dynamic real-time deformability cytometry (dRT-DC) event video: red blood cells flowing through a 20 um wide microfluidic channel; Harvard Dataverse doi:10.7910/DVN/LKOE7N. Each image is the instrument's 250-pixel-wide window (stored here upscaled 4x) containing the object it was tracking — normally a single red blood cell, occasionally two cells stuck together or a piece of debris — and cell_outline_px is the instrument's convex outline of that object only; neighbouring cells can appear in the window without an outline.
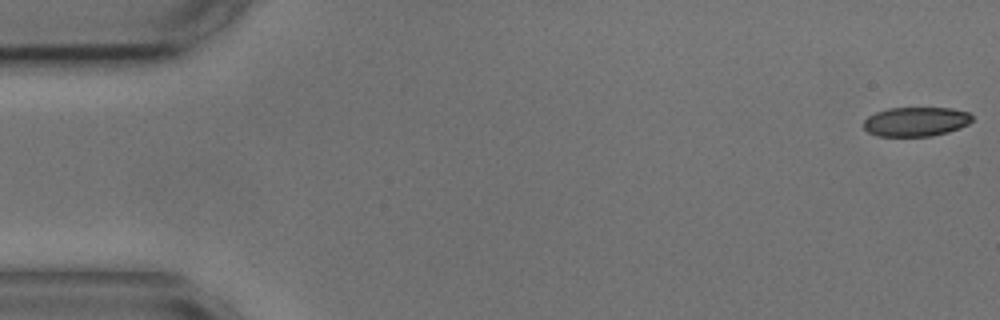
{"species": "common noctule bat (a hibernating species)", "species_latin": "Nyctalus noctula", "temperature_condition": "cold", "stored_images_in_passage": 55, "camera_frame_rate_fps": 3000, "um_per_image_px": 0.085, "animal": {"sex": "male", "body_mass_g": 17.9, "forearm_length_mm": 54.2}, "frame": {"image": 1, "passage_image": 1, "time_ms": 0.0, "image_size_px": [1000, 320], "cell_outline_px": [[972, 120], [968, 124], [960, 128], [948, 132], [932, 136], [876, 136], [868, 132], [864, 128], [864, 120], [868, 116], [876, 112], [888, 108], [952, 108], [968, 112], [972, 116]], "centroid_in_image_um": [77.85, 10.34], "position_along_channel_um": 7.2, "area_um2": 18.61}}
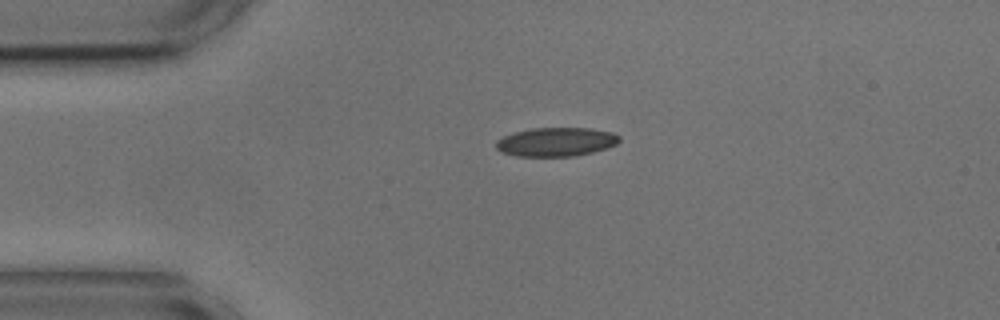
{"frame": {"image": 2, "passage_image": 12, "time_ms": 3.667, "image_size_px": [1000, 320], "cell_outline_px": [[620, 140], [616, 144], [592, 152], [572, 156], [516, 156], [500, 152], [496, 148], [496, 140], [504, 136], [516, 132], [532, 128], [592, 128], [612, 132], [620, 136]], "centroid_in_image_um": [47.25, 12.06], "position_along_channel_um": 37.7, "area_um2": 20.63}}
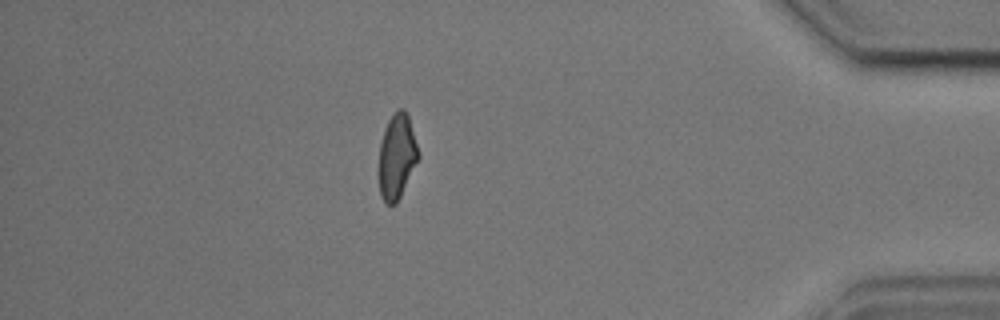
{"frame": {"image": 3, "passage_image": 48, "time_ms": 15.667, "image_size_px": [1000, 320], "cell_outline_px": [[420, 156], [396, 204], [388, 204], [380, 196], [380, 144], [384, 128], [388, 120], [400, 108], [404, 108], [408, 116], [420, 152]], "centroid_in_image_um": [33.75, 13.28], "position_along_channel_um": 401.4, "area_um2": 19.19}, "authors_computed_cell_mechanics": {"area_um2": 20.3456, "velocity_mm_per_s": 3.6135, "shape_relaxation_time_tau1_ms": 3.8038, "shape_relaxation_time_tau2_ms": 2.2542, "deformation_change_tau1": 0.1059, "deformation_change_tau2": 0.0635}}